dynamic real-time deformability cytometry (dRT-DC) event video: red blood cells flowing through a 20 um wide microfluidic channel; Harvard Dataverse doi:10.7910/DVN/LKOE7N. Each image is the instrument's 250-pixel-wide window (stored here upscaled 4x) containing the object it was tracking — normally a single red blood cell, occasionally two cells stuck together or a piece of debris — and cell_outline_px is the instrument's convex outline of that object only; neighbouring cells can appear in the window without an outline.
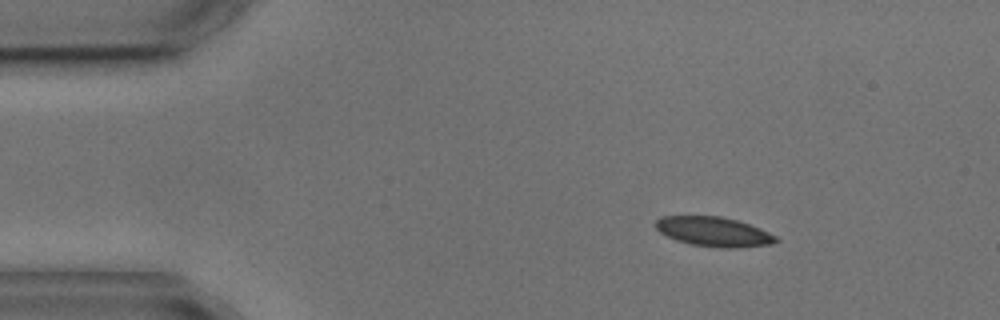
{"species": "common noctule bat (a hibernating species)", "species_latin": "Nyctalus noctula", "temperature_condition": "cold", "stored_images_in_passage": 4, "camera_frame_rate_fps": 3000, "um_per_image_px": 0.085, "animal": {"sex": "male", "body_mass_g": 17.9, "forearm_length_mm": 54.2}, "frame": {"image": 1, "passage_image": 2, "time_ms": 1.333, "image_size_px": [1000, 320], "cell_outline_px": [[780, 240], [772, 244], [736, 248], [720, 248], [692, 244], [676, 240], [660, 232], [656, 228], [656, 220], [664, 216], [720, 216], [736, 220], [760, 228], [776, 236]], "centroid_in_image_um": [60.69, 19.7], "position_along_channel_um": 24.3, "area_um2": 20.58}}